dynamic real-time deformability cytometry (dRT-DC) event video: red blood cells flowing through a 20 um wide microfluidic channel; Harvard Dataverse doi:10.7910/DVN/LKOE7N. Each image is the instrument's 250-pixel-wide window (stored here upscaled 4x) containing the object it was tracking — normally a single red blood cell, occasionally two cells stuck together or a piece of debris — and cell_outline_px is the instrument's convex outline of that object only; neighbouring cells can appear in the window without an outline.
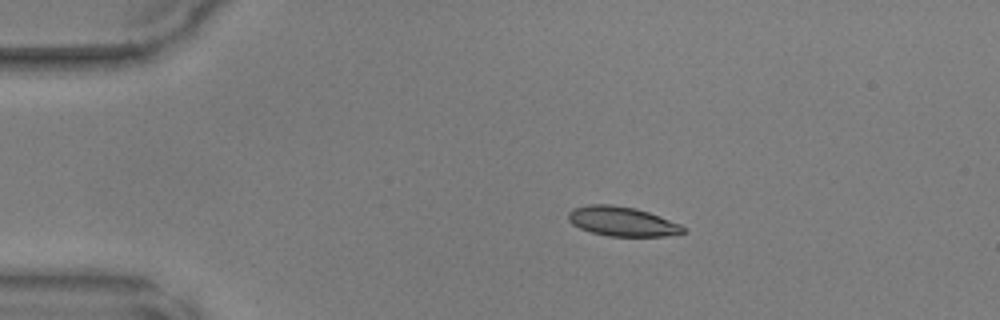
{"species": "common noctule bat (a hibernating species)", "species_latin": "Nyctalus noctula", "temperature_condition": "warm", "stored_images_in_passage": 47, "camera_frame_rate_fps": 3000, "um_per_image_px": 0.085, "animal": {"sex": "male", "body_mass_g": 17.9, "forearm_length_mm": 54.2}, "frame": {"image": 1, "passage_image": 9, "time_ms": 2.667, "image_size_px": [1000, 320], "cell_outline_px": [[684, 232], [664, 236], [608, 236], [592, 232], [580, 228], [572, 224], [568, 220], [568, 212], [572, 208], [588, 204], [612, 204], [636, 208], [660, 216], [680, 224], [684, 228]], "centroid_in_image_um": [52.83, 18.8], "position_along_channel_um": 32.2, "area_um2": 19.71}}
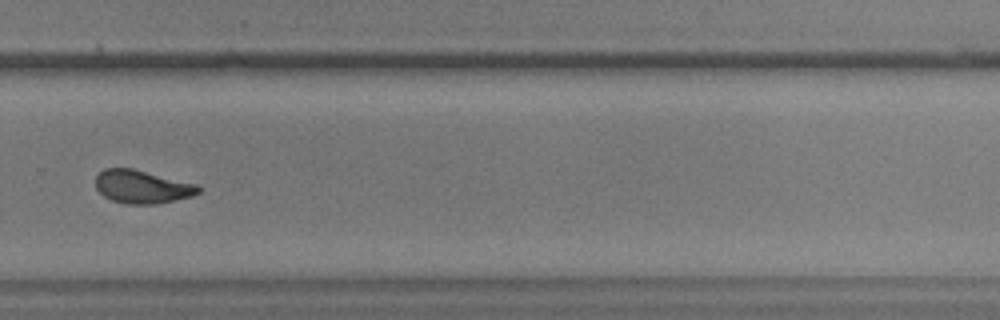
{"frame": {"image": 2, "passage_image": 33, "time_ms": 10.667, "image_size_px": [1000, 320], "cell_outline_px": [[200, 192], [192, 196], [156, 204], [124, 204], [112, 200], [104, 196], [96, 188], [96, 176], [104, 168], [132, 168], [196, 184], [200, 188]], "centroid_in_image_um": [12.06, 15.88], "position_along_channel_um": 317.7, "area_um2": 19.77}}
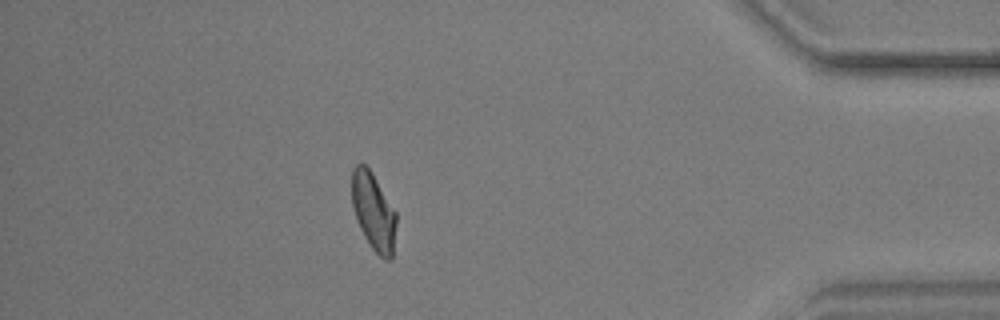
{"frame": {"image": 3, "passage_image": 42, "time_ms": 13.667, "image_size_px": [1000, 320], "cell_outline_px": [[396, 224], [392, 260], [384, 260], [372, 248], [364, 236], [356, 220], [352, 204], [352, 168], [356, 164], [364, 164], [372, 172], [396, 212]], "centroid_in_image_um": [31.74, 17.99], "position_along_channel_um": 403.5, "area_um2": 20.06}}